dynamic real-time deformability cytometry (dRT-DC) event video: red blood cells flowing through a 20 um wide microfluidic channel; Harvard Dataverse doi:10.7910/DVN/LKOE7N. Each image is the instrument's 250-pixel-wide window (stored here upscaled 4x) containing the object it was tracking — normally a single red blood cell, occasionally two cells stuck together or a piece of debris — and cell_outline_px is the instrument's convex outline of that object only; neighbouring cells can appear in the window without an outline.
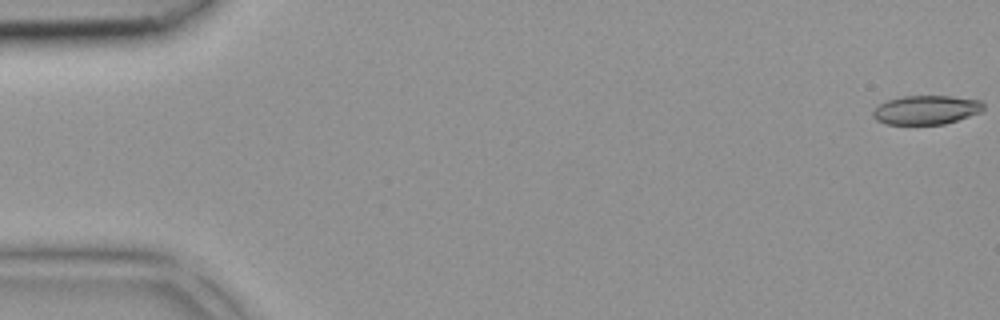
{"species": "common noctule bat (a hibernating species)", "species_latin": "Nyctalus noctula", "temperature_condition": "room temperature", "stored_images_in_passage": 43, "camera_frame_rate_fps": 3000, "um_per_image_px": 0.085, "animal": {"sex": "female", "body_mass_g": 18.4}, "frame": {"image": 1, "passage_image": 1, "time_ms": 0.0, "image_size_px": [1000, 320], "cell_outline_px": [[984, 108], [980, 112], [944, 124], [884, 124], [876, 120], [872, 116], [872, 112], [880, 104], [888, 100], [904, 96], [952, 96], [980, 100], [984, 104]], "centroid_in_image_um": [78.71, 9.34], "position_along_channel_um": 6.3, "area_um2": 18.55}}
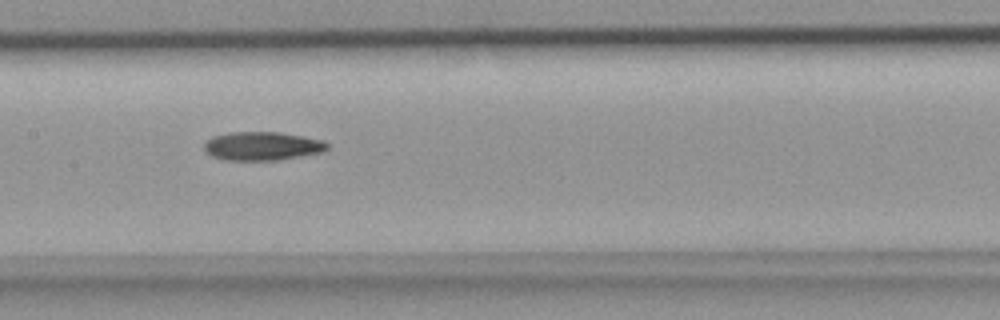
{"frame": {"image": 2, "passage_image": 21, "time_ms": 6.667, "image_size_px": [1000, 320], "cell_outline_px": [[328, 148], [324, 152], [280, 160], [224, 160], [212, 156], [204, 148], [204, 144], [212, 136], [232, 132], [280, 132], [304, 136], [324, 140], [328, 144]], "centroid_in_image_um": [22.34, 12.41], "position_along_channel_um": 185.1, "area_um2": 20.63}}
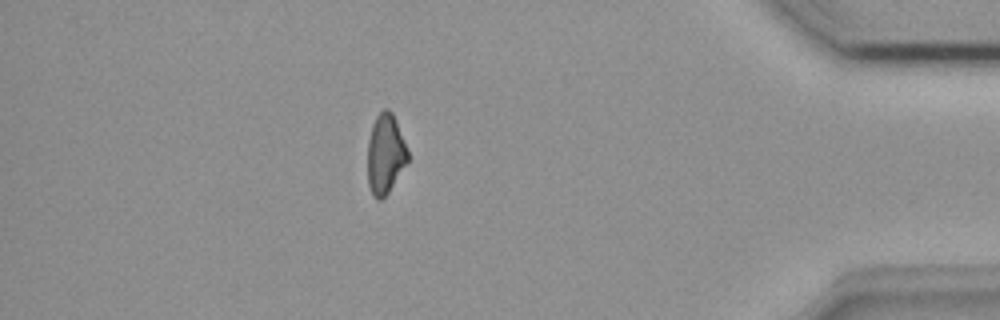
{"frame": {"image": 3, "passage_image": 37, "time_ms": 12.0, "image_size_px": [1000, 320], "cell_outline_px": [[408, 160], [388, 192], [380, 200], [376, 200], [372, 196], [368, 184], [368, 140], [372, 124], [376, 116], [384, 108], [388, 108], [392, 112], [396, 120], [408, 152]], "centroid_in_image_um": [32.73, 13.08], "position_along_channel_um": 402.5, "area_um2": 18.55}}